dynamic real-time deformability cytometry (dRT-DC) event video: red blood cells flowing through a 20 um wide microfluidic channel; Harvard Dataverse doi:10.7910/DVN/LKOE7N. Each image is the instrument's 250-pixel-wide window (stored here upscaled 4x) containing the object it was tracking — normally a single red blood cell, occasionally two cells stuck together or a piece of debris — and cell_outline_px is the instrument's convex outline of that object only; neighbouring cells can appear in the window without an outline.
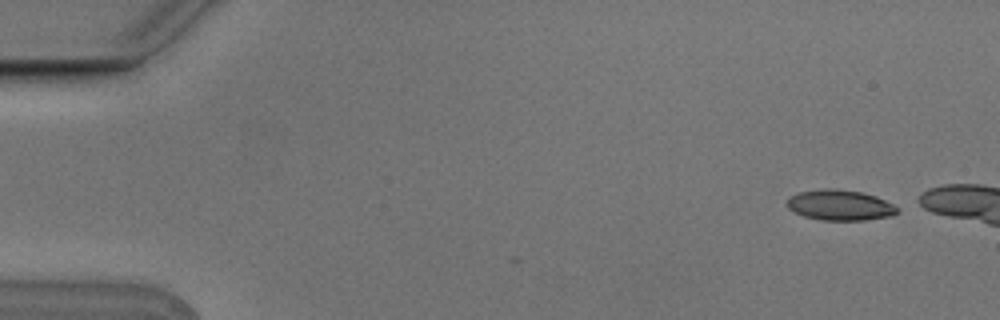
{"species": "Egyptian fruit bat (a non-hibernating species)", "species_latin": "Rousettus aegyptiacus", "temperature_condition": "cold", "stored_images_in_passage": 5, "segment_of_instrument_passage": [2, 2], "camera_frame_rate_fps": 3000, "um_per_image_px": 0.085, "animal": {"sex": "male"}, "frame": {"image": 1, "passage_image": 5, "time_ms": 1.333, "image_size_px": [1000, 320], "cell_outline_px": [[900, 212], [892, 216], [864, 220], [820, 220], [804, 216], [788, 208], [784, 204], [788, 196], [800, 192], [824, 188], [828, 188], [860, 192], [876, 196], [900, 208]], "centroid_in_image_um": [71.39, 17.44], "position_along_channel_um": 13.6, "area_um2": 19.71}}